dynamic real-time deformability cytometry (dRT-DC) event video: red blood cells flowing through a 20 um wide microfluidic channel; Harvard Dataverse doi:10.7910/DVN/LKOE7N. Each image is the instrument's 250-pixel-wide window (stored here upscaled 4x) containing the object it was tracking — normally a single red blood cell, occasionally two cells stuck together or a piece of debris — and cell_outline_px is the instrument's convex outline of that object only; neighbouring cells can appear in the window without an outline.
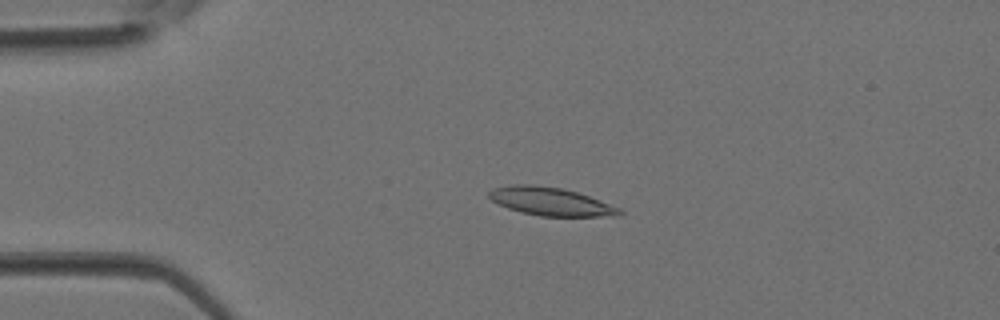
{"species": "Egyptian fruit bat (a non-hibernating species)", "species_latin": "Rousettus aegyptiacus", "temperature_condition": "room temperature", "stored_images_in_passage": 4, "camera_frame_rate_fps": 3000, "um_per_image_px": 0.085, "animal": {"sex": "female"}, "frame": {"image": 1, "passage_image": 3, "time_ms": 0.667, "image_size_px": [1000, 320], "cell_outline_px": [[624, 216], [540, 216], [520, 212], [508, 208], [492, 200], [488, 196], [488, 192], [492, 188], [512, 184], [536, 184], [560, 188], [576, 192], [600, 200], [620, 208], [624, 212]], "centroid_in_image_um": [46.82, 17.13], "position_along_channel_um": 38.2, "area_um2": 21.5}}